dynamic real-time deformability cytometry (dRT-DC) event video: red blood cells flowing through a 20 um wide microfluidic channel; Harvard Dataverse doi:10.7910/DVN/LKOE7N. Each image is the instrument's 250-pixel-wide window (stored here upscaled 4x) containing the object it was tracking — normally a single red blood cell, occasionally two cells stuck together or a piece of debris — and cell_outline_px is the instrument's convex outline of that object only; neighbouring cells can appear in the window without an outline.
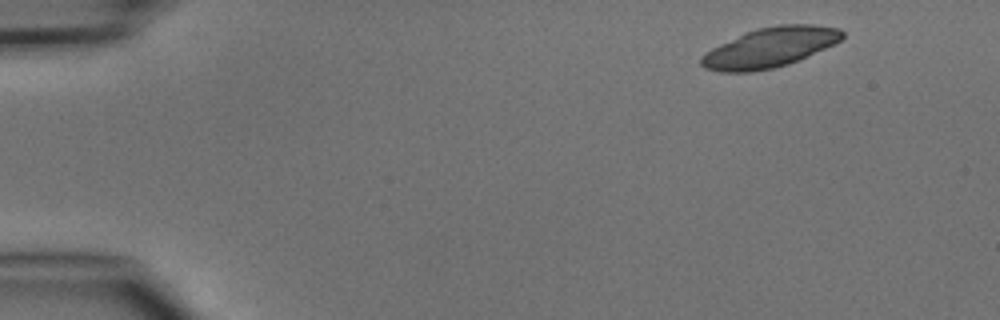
{"species": "common noctule bat (a hibernating species)", "species_latin": "Nyctalus noctula", "temperature_condition": "cold", "stored_images_in_passage": 6, "camera_frame_rate_fps": 3000, "um_per_image_px": 0.085, "animal": {"sex": "male", "body_mass_g": 15.6}, "frame": {"image": 1, "passage_image": 1, "time_ms": 0.0, "image_size_px": [1000, 320], "cell_outline_px": [[844, 36], [840, 40], [824, 48], [788, 64], [772, 68], [752, 72], [720, 72], [704, 68], [700, 64], [700, 56], [704, 52], [744, 32], [756, 28], [780, 24], [812, 24], [840, 28], [844, 32]], "centroid_in_image_um": [65.39, 4.03], "position_along_channel_um": 19.6, "area_um2": 32.66}}